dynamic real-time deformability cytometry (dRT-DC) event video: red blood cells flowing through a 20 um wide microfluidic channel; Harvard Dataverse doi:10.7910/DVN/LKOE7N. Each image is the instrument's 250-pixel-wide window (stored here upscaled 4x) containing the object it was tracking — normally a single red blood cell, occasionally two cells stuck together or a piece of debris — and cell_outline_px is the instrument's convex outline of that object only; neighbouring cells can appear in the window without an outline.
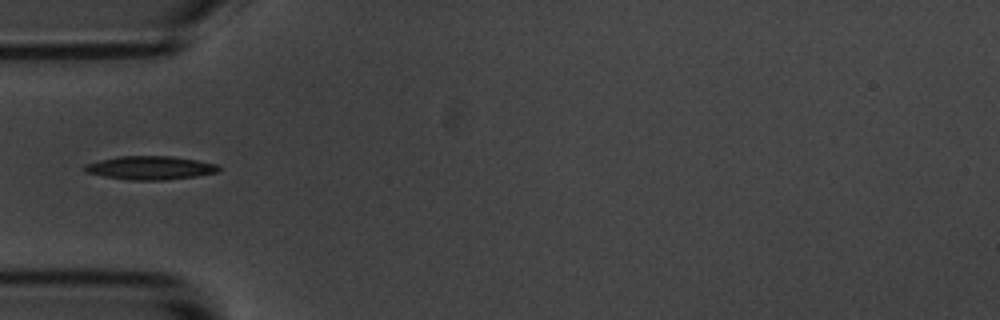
{"species": "common noctule bat (a hibernating species)", "species_latin": "Nyctalus noctula", "temperature_condition": "room temperature", "stored_images_in_passage": 9, "camera_frame_rate_fps": 3000, "um_per_image_px": 0.085, "animal": {"sex": "male", "body_mass_g": 20.1, "forearm_length_mm": 53.5}, "frame": {"image": 1, "passage_image": 4, "time_ms": 3.333, "image_size_px": [1000, 320], "cell_outline_px": [[220, 168], [216, 172], [196, 176], [164, 180], [128, 180], [104, 176], [88, 172], [84, 168], [84, 164], [100, 160], [120, 156], [172, 156], [196, 160], [216, 164]], "centroid_in_image_um": [12.76, 14.26], "position_along_channel_um": 72.2, "area_um2": 18.15}}
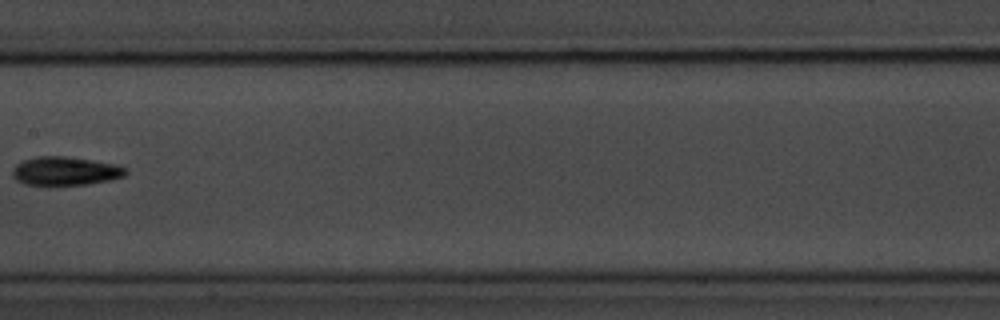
{"frame": {"image": 2, "passage_image": 7, "time_ms": 7.0, "image_size_px": [1000, 320], "cell_outline_px": [[128, 172], [124, 176], [108, 180], [88, 184], [24, 184], [16, 180], [12, 176], [12, 168], [16, 164], [24, 160], [36, 156], [64, 156], [92, 160], [116, 164], [128, 168]], "centroid_in_image_um": [5.55, 14.52], "position_along_channel_um": 201.9, "area_um2": 18.79}}
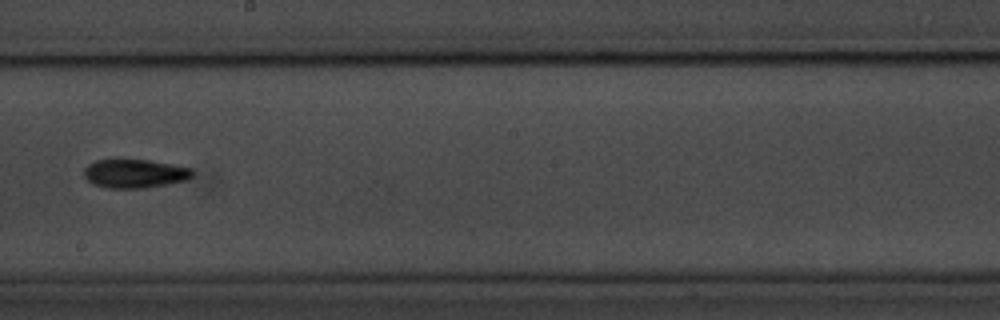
{"frame": {"image": 3, "passage_image": 8, "time_ms": 8.0, "image_size_px": [1000, 320], "cell_outline_px": [[196, 172], [188, 180], [144, 188], [108, 188], [92, 184], [84, 176], [84, 168], [88, 164], [96, 160], [148, 160], [172, 164], [192, 168]], "centroid_in_image_um": [11.48, 14.76], "position_along_channel_um": 236.7, "area_um2": 18.21}}